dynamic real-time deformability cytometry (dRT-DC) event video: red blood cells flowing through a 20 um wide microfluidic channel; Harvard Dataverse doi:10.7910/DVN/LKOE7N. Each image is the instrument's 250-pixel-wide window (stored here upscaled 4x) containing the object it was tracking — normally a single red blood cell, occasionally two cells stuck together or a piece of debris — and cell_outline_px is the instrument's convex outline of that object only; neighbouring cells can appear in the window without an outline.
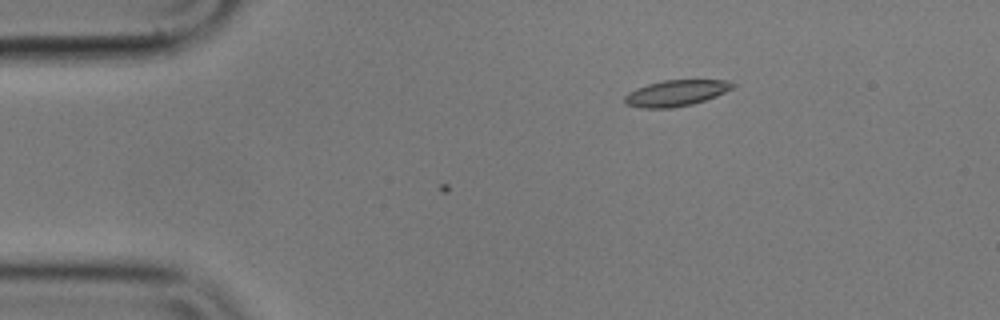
{"species": "common noctule bat (a hibernating species)", "species_latin": "Nyctalus noctula", "temperature_condition": "cold", "stored_images_in_passage": 7, "camera_frame_rate_fps": 3000, "um_per_image_px": 0.085, "animal": {"sex": "male", "body_mass_g": 17.9}, "frame": {"image": 1, "passage_image": 7, "time_ms": 2.0, "image_size_px": [1000, 320], "cell_outline_px": [[736, 84], [732, 88], [716, 96], [692, 104], [672, 108], [640, 108], [624, 104], [624, 96], [628, 92], [636, 88], [648, 84], [664, 80], [728, 80]], "centroid_in_image_um": [57.42, 7.91], "position_along_channel_um": 27.6, "area_um2": 16.42}}